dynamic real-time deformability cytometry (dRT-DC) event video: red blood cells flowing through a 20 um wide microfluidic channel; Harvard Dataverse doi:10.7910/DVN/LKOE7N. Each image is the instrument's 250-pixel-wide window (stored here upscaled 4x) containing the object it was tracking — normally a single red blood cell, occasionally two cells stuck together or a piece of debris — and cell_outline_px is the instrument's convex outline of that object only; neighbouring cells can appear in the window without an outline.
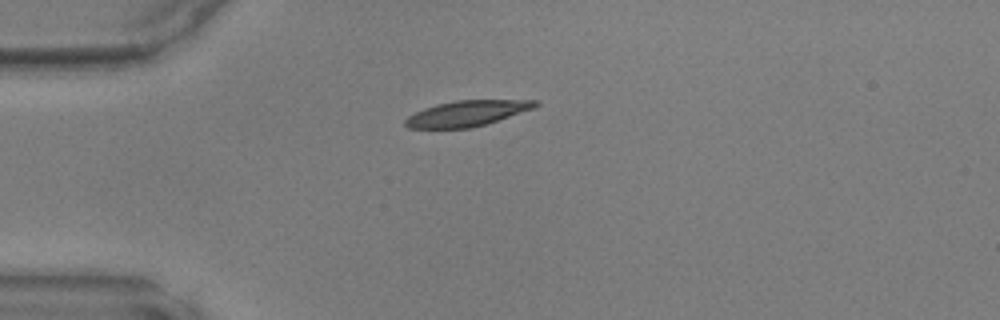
{"species": "common noctule bat (a hibernating species)", "species_latin": "Nyctalus noctula", "temperature_condition": "warm", "stored_images_in_passage": 36, "camera_frame_rate_fps": 3000, "um_per_image_px": 0.085, "animal": {"sex": "male", "body_mass_g": 17.9, "forearm_length_mm": 54.2}, "frame": {"image": 1, "passage_image": 1, "time_ms": 0.0, "image_size_px": [1000, 320], "cell_outline_px": [[540, 104], [532, 108], [484, 124], [468, 128], [408, 128], [404, 124], [404, 120], [408, 116], [424, 108], [436, 104], [456, 100], [540, 100]], "centroid_in_image_um": [39.64, 9.63], "position_along_channel_um": 45.4, "area_um2": 19.07}}
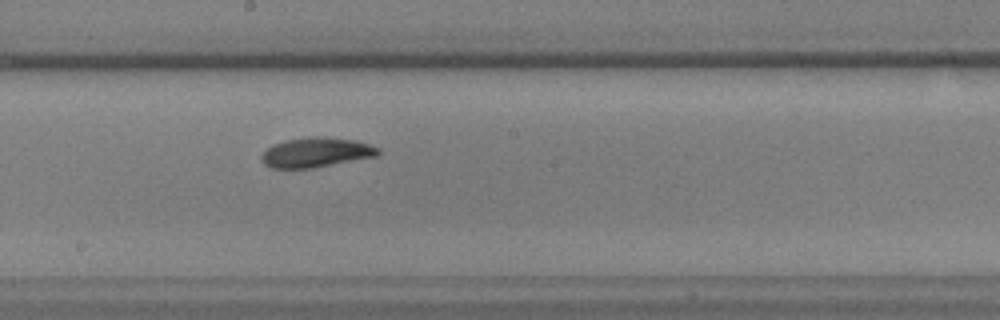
{"frame": {"image": 2, "passage_image": 15, "time_ms": 4.667, "image_size_px": [1000, 320], "cell_outline_px": [[380, 152], [376, 156], [312, 168], [272, 168], [264, 164], [260, 160], [260, 156], [272, 144], [284, 140], [308, 136], [320, 136], [356, 140], [380, 148]], "centroid_in_image_um": [26.84, 12.94], "position_along_channel_um": 221.4, "area_um2": 20.29}}
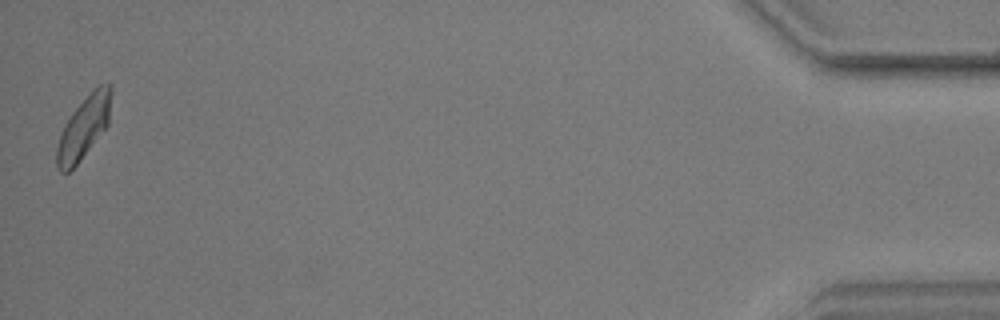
{"frame": {"image": 3, "passage_image": 36, "time_ms": 11.667, "image_size_px": [1000, 320], "cell_outline_px": [[112, 92], [108, 124], [80, 160], [68, 172], [60, 172], [56, 168], [56, 148], [64, 124], [72, 112], [100, 84], [112, 84]], "centroid_in_image_um": [7.11, 10.85], "position_along_channel_um": 428.1, "area_um2": 19.31}}